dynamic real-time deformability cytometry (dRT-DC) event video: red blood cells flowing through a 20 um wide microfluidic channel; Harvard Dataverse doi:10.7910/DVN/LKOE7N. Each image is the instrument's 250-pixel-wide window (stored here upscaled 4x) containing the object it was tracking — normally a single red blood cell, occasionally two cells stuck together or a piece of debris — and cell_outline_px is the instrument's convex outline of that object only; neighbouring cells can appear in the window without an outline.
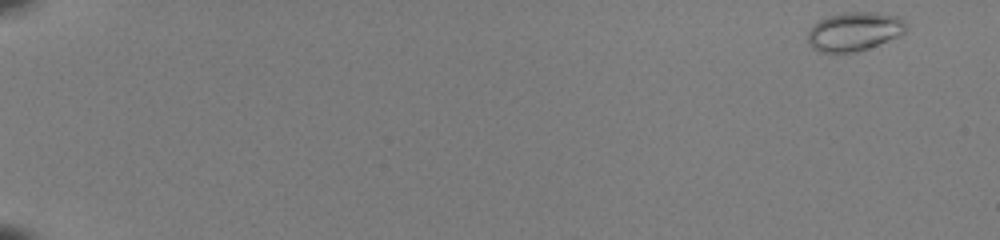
{"species": "common noctule bat (a hibernating species)", "species_latin": "Nyctalus noctula", "temperature_condition": "room temperature", "stored_images_in_passage": 51, "camera_frame_rate_fps": 3000, "um_per_image_px": 0.085, "animal": {"sex": "female", "body_mass_g": 22.0, "forearm_length_mm": 56.7}, "frame": {"image": 1, "passage_image": 1, "time_ms": 0.0, "image_size_px": [1000, 240], "cell_outline_px": [[908, 28], [900, 36], [856, 52], [836, 56], [820, 52], [812, 48], [808, 44], [808, 32], [812, 24], [828, 16], [844, 12], [876, 12], [900, 16], [908, 24]], "centroid_in_image_um": [72.6, 2.7], "position_along_channel_um": 12.4, "area_um2": 23.0}}
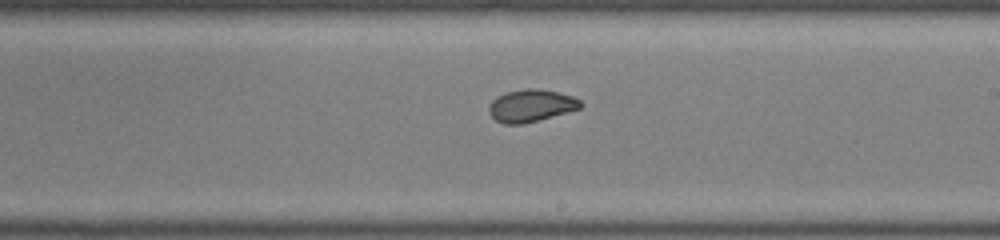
{"frame": {"image": 2, "passage_image": 32, "time_ms": 10.333, "image_size_px": [1000, 240], "cell_outline_px": [[584, 104], [580, 108], [568, 112], [524, 124], [504, 124], [496, 120], [488, 112], [488, 104], [496, 96], [504, 92], [524, 88], [536, 88], [556, 92], [572, 96], [580, 100]], "centroid_in_image_um": [45.1, 8.97], "position_along_channel_um": 243.9, "area_um2": 17.46}}
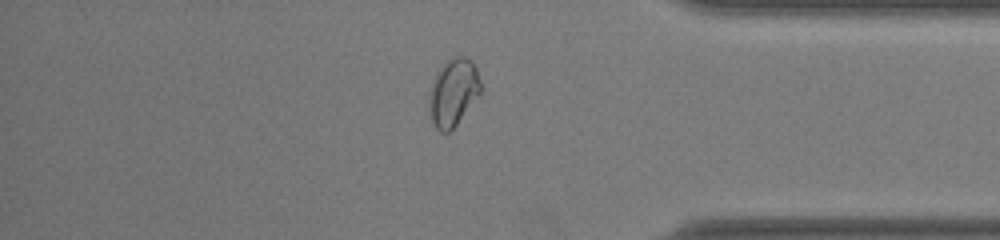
{"frame": {"image": 3, "passage_image": 44, "time_ms": 14.333, "image_size_px": [1000, 240], "cell_outline_px": [[480, 92], [456, 124], [448, 132], [440, 132], [436, 128], [432, 120], [428, 104], [428, 92], [436, 72], [448, 60], [456, 56], [464, 56], [472, 60], [476, 68], [480, 80]], "centroid_in_image_um": [38.49, 7.82], "position_along_channel_um": 396.7, "area_um2": 19.94}, "authors_computed_cell_mechanics": {"area_um2": 18.9584, "velocity_mm_per_s": 4.0767, "shape_relaxation_time_tau1_ms": 7.3377, "shape_relaxation_time_tau2_ms": 0.5023, "deformation_change_tau1": 0.1721, "deformation_change_tau2": 0.0398}}